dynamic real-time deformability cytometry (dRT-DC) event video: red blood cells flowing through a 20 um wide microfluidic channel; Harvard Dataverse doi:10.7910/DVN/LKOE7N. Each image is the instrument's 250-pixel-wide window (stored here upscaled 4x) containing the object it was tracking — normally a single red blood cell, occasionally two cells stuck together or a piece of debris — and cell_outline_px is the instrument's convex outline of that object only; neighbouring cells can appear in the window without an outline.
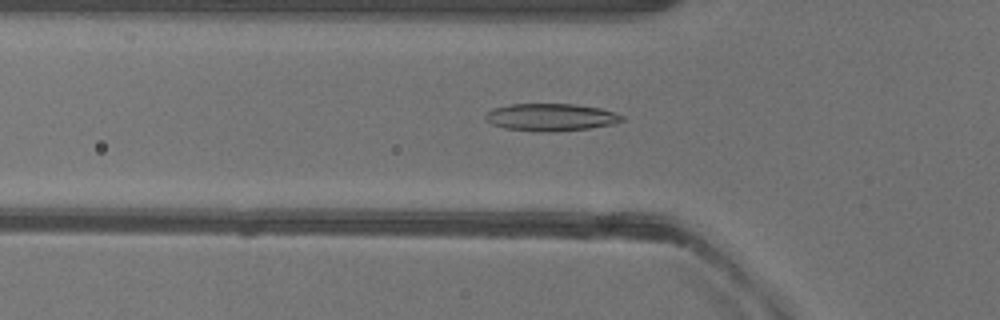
{"species": "common noctule bat (a hibernating species)", "species_latin": "Nyctalus noctula", "temperature_condition": "warm", "stored_images_in_passage": 51, "camera_frame_rate_fps": 3000, "um_per_image_px": 0.085, "animal": {"sex": "female"}, "frame": {"image": 1, "passage_image": 17, "time_ms": 5.333, "image_size_px": [1000, 320], "cell_outline_px": [[624, 120], [612, 124], [588, 128], [552, 132], [540, 132], [504, 128], [492, 124], [484, 116], [492, 108], [508, 104], [576, 104], [600, 108], [624, 116]], "centroid_in_image_um": [46.8, 9.96], "position_along_channel_um": 79.0, "area_um2": 21.73}}
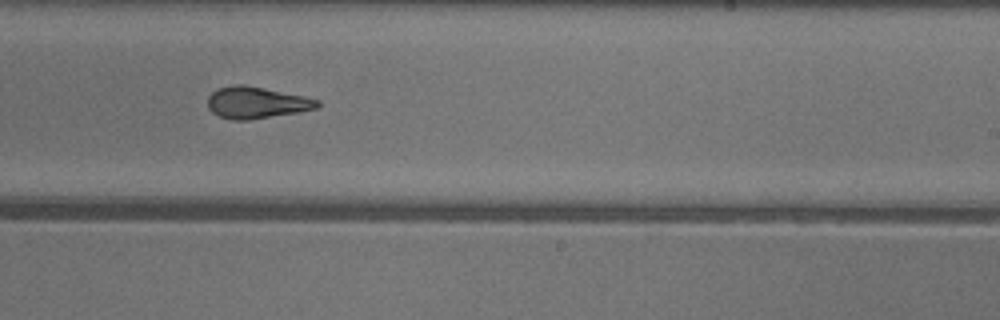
{"frame": {"image": 2, "passage_image": 31, "time_ms": 10.0, "image_size_px": [1000, 320], "cell_outline_px": [[320, 104], [316, 108], [300, 112], [248, 120], [232, 120], [216, 116], [208, 108], [208, 96], [212, 92], [220, 88], [232, 84], [244, 84], [304, 96], [320, 100]], "centroid_in_image_um": [21.78, 8.73], "position_along_channel_um": 267.2, "area_um2": 20.35}}
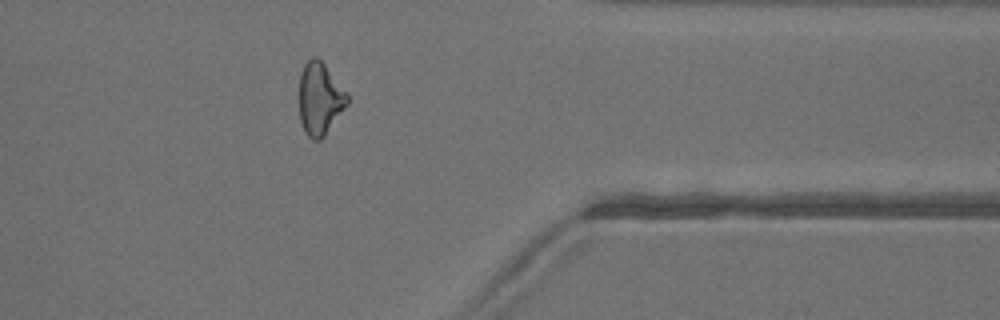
{"frame": {"image": 3, "passage_image": 41, "time_ms": 13.333, "image_size_px": [1000, 320], "cell_outline_px": [[348, 104], [324, 136], [320, 140], [312, 140], [304, 132], [300, 120], [300, 72], [304, 64], [312, 56], [316, 56], [324, 64], [348, 92]], "centroid_in_image_um": [27.19, 8.39], "position_along_channel_um": 384.2, "area_um2": 20.35}, "authors_computed_cell_mechanics": {"area_um2": 21.0392, "velocity_mm_per_s": 4.0064, "shape_relaxation_time_tau1_ms": 8.3836, "shape_relaxation_time_tau2_ms": 2.1055, "deformation_change_tau1": 0.2173, "deformation_change_tau2": 0.1031}}